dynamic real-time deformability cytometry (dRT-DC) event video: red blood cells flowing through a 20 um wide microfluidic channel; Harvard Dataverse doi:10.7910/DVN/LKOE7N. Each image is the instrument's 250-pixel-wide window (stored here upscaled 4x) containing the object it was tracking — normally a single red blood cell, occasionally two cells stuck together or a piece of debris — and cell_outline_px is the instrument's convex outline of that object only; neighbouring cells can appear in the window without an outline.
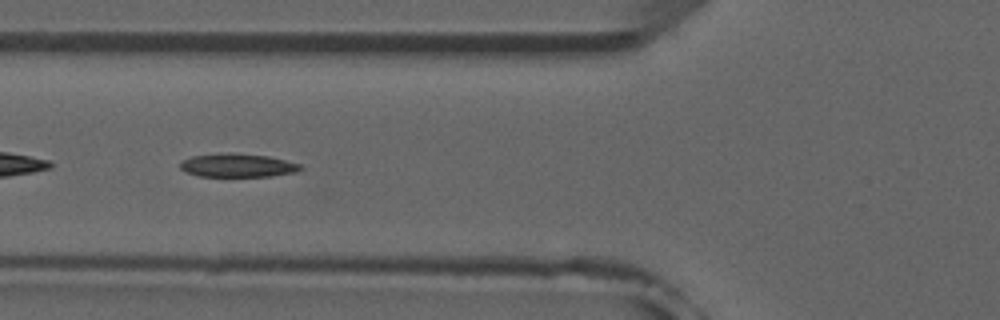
{"species": "common noctule bat (a hibernating species)", "species_latin": "Nyctalus noctula", "temperature_condition": "room temperature", "stored_images_in_passage": 7, "camera_frame_rate_fps": 3000, "um_per_image_px": 0.085, "animal": {"sex": "male", "forearm_length_mm": 52.5}, "frame": {"image": 1, "passage_image": 5, "time_ms": 5.333, "image_size_px": [1000, 320], "cell_outline_px": [[304, 168], [296, 172], [272, 176], [200, 176], [184, 172], [180, 168], [180, 164], [184, 160], [192, 156], [232, 152], [236, 152], [268, 156], [300, 164]], "centroid_in_image_um": [20.21, 14.05], "position_along_channel_um": 105.6, "area_um2": 16.47}}
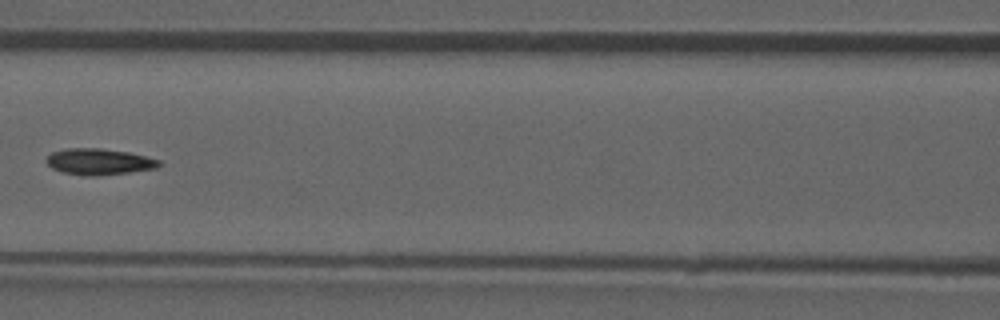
{"frame": {"image": 2, "passage_image": 6, "time_ms": 6.667, "image_size_px": [1000, 320], "cell_outline_px": [[164, 164], [156, 168], [128, 172], [92, 176], [84, 176], [64, 172], [52, 168], [44, 160], [52, 152], [64, 148], [100, 148], [128, 152], [160, 160]], "centroid_in_image_um": [8.41, 13.73], "position_along_channel_um": 158.2, "area_um2": 17.17}}